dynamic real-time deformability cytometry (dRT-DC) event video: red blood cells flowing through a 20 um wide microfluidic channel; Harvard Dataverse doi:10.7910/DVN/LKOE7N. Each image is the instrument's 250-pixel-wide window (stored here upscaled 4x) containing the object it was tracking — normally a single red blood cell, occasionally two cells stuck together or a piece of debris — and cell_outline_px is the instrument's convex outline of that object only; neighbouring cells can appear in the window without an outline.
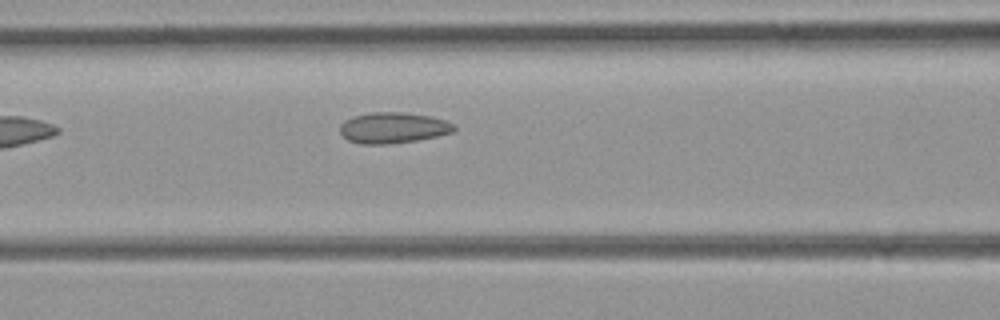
{"species": "common noctule bat (a hibernating species)", "species_latin": "Nyctalus noctula", "temperature_condition": "room temperature", "stored_images_in_passage": 4, "camera_frame_rate_fps": 3000, "um_per_image_px": 0.085, "animal": {"sex": "female", "body_mass_g": 21.9}, "frame": {"image": 1, "passage_image": 4, "time_ms": 1.0, "image_size_px": [1000, 320], "cell_outline_px": [[456, 128], [452, 132], [436, 136], [416, 140], [384, 144], [360, 144], [348, 140], [340, 132], [340, 124], [344, 120], [352, 116], [372, 112], [404, 112], [432, 116], [444, 120], [452, 124]], "centroid_in_image_um": [33.37, 10.85], "position_along_channel_um": 133.2, "area_um2": 20.46}}